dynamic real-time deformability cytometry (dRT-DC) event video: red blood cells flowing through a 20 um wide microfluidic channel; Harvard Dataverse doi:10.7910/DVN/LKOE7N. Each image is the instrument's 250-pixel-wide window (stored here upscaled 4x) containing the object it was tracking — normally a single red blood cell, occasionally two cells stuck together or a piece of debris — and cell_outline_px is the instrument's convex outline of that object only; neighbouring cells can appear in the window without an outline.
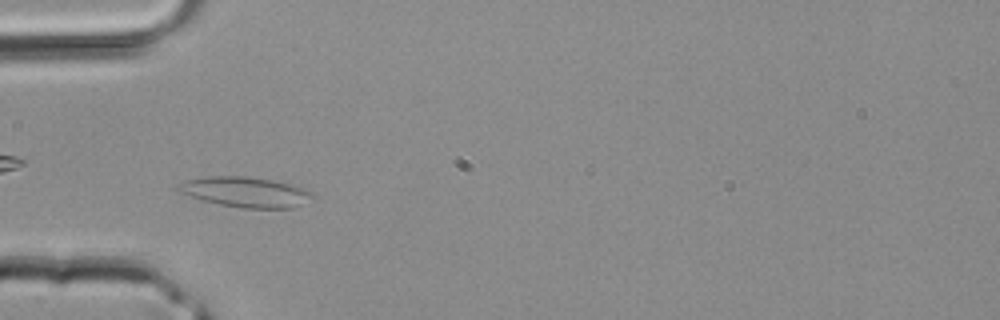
{"species": "common noctule bat (a hibernating species)", "species_latin": "Nyctalus noctula", "temperature_condition": "room temperature", "stored_images_in_passage": 27, "camera_frame_rate_fps": 3000, "um_per_image_px": 0.085, "animal": {"sex": "male", "body_mass_g": 20.4}, "frame": {"image": 1, "passage_image": 4, "time_ms": 1.0, "image_size_px": [1000, 320], "cell_outline_px": [[316, 196], [296, 208], [240, 208], [220, 204], [204, 200], [180, 192], [176, 188], [176, 184], [188, 180], [204, 176], [244, 176], [272, 180], [292, 184], [304, 188], [312, 192]], "centroid_in_image_um": [20.91, 16.32], "position_along_channel_um": 64.1, "area_um2": 23.7}}
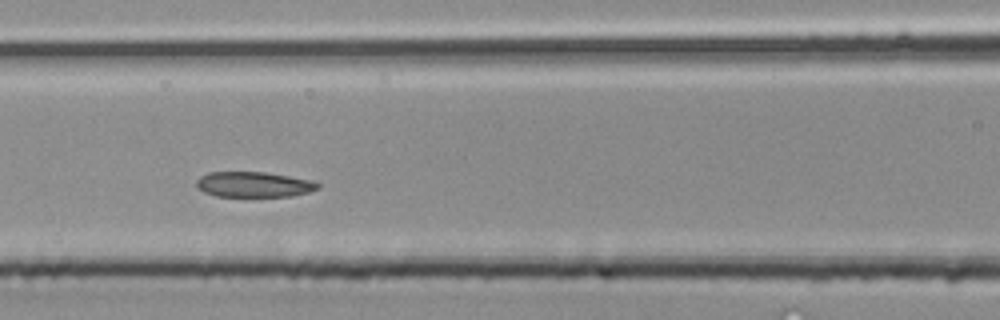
{"frame": {"image": 2, "passage_image": 9, "time_ms": 2.667, "image_size_px": [1000, 320], "cell_outline_px": [[320, 188], [308, 192], [292, 196], [216, 196], [204, 192], [196, 188], [196, 180], [200, 176], [208, 172], [264, 172], [288, 176], [308, 180], [320, 184]], "centroid_in_image_um": [21.52, 15.68], "position_along_channel_um": 145.1, "area_um2": 17.86}}
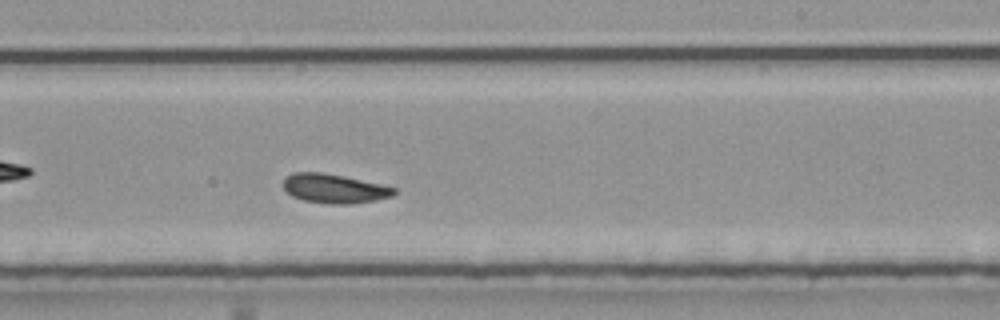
{"frame": {"image": 3, "passage_image": 16, "time_ms": 5.0, "image_size_px": [1000, 320], "cell_outline_px": [[396, 192], [392, 196], [376, 200], [352, 204], [328, 204], [304, 200], [292, 196], [284, 188], [284, 176], [292, 172], [320, 172], [380, 184], [396, 188]], "centroid_in_image_um": [28.39, 16.03], "position_along_channel_um": 260.6, "area_um2": 18.67}}